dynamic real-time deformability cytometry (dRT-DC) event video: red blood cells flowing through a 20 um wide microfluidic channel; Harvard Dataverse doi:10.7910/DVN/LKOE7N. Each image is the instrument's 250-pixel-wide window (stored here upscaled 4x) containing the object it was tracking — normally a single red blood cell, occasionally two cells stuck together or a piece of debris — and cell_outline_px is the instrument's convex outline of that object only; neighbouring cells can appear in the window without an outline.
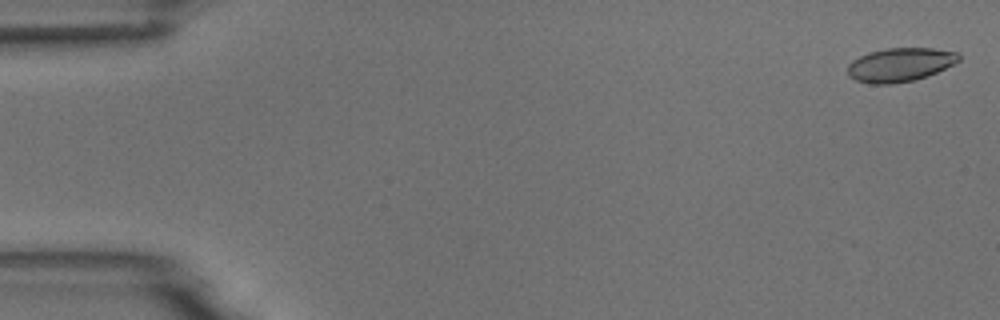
{"species": "common noctule bat (a hibernating species)", "species_latin": "Nyctalus noctula", "temperature_condition": "room temperature", "stored_images_in_passage": 5, "camera_frame_rate_fps": 3000, "um_per_image_px": 0.085, "animal": {"sex": "male", "body_mass_g": 18.8}, "frame": {"image": 1, "passage_image": 1, "time_ms": 0.0, "image_size_px": [1000, 320], "cell_outline_px": [[960, 60], [928, 76], [912, 80], [892, 84], [872, 84], [856, 80], [848, 76], [848, 64], [852, 60], [868, 52], [888, 48], [932, 48], [956, 52], [960, 56]], "centroid_in_image_um": [76.47, 5.5], "position_along_channel_um": 8.5, "area_um2": 21.73}}